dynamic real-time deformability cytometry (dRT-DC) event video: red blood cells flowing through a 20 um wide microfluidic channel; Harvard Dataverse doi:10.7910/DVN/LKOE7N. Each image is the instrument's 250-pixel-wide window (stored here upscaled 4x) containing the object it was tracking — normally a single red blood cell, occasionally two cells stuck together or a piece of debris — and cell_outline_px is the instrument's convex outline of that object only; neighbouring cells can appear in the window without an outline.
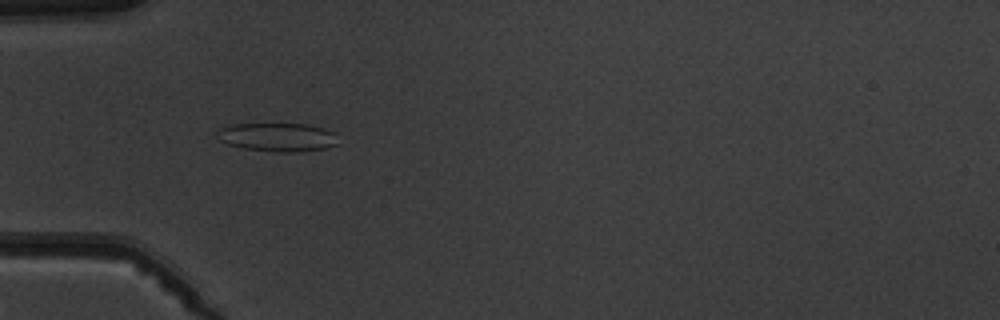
{"species": "common noctule bat (a hibernating species)", "species_latin": "Nyctalus noctula", "temperature_condition": "warm", "stored_images_in_passage": 10, "camera_frame_rate_fps": 3000, "um_per_image_px": 0.085, "animal": {"sex": "male", "body_mass_g": 19.5, "forearm_length_mm": 54.6}, "frame": {"image": 1, "passage_image": 5, "time_ms": 5.667, "image_size_px": [1000, 320], "cell_outline_px": [[336, 144], [324, 148], [300, 152], [276, 152], [244, 148], [228, 144], [220, 140], [216, 132], [220, 128], [232, 124], [308, 124], [324, 128], [336, 132]], "centroid_in_image_um": [23.6, 11.65], "position_along_channel_um": 61.4, "area_um2": 20.11}}
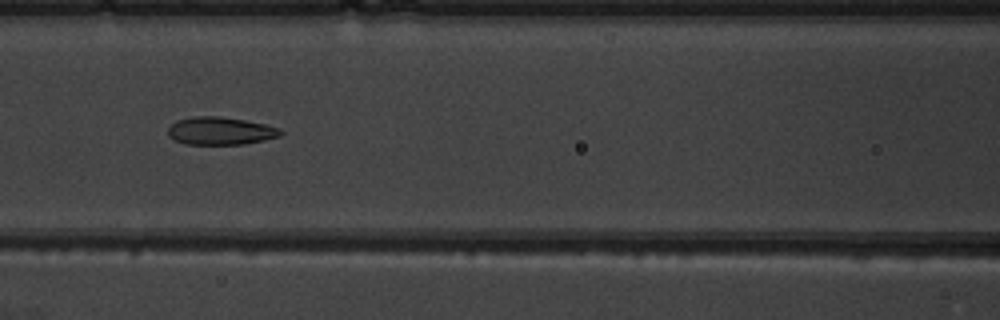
{"frame": {"image": 2, "passage_image": 7, "time_ms": 8.0, "image_size_px": [1000, 320], "cell_outline_px": [[284, 132], [280, 136], [264, 140], [244, 144], [184, 144], [168, 136], [168, 128], [176, 120], [192, 116], [220, 116], [244, 120], [264, 124], [280, 128]], "centroid_in_image_um": [18.73, 11.12], "position_along_channel_um": 147.9, "area_um2": 18.26}}
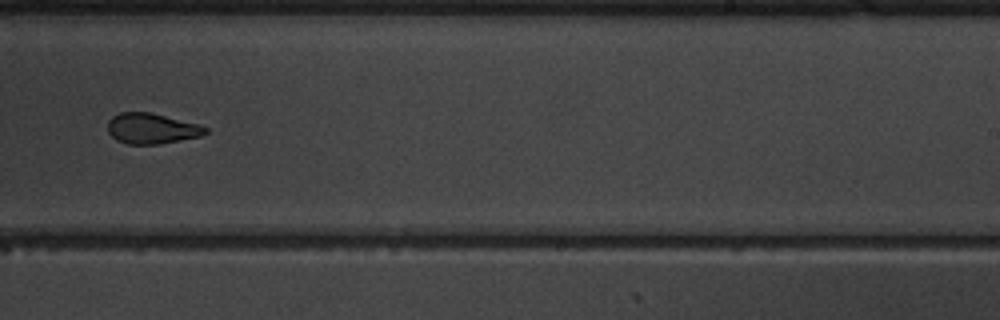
{"frame": {"image": 3, "passage_image": 10, "time_ms": 11.333, "image_size_px": [1000, 320], "cell_outline_px": [[208, 132], [200, 136], [160, 144], [128, 144], [116, 140], [108, 132], [108, 120], [112, 116], [120, 112], [152, 112], [196, 124], [208, 128]], "centroid_in_image_um": [12.86, 10.92], "position_along_channel_um": 276.1, "area_um2": 17.34}}